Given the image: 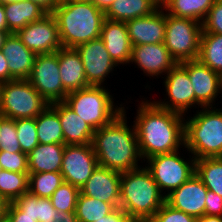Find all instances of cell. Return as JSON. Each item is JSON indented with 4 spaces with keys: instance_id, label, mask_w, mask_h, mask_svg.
<instances>
[{
    "instance_id": "obj_33",
    "label": "cell",
    "mask_w": 222,
    "mask_h": 222,
    "mask_svg": "<svg viewBox=\"0 0 222 222\" xmlns=\"http://www.w3.org/2000/svg\"><path fill=\"white\" fill-rule=\"evenodd\" d=\"M29 191V173H17L8 170L0 172V196L8 203L14 202Z\"/></svg>"
},
{
    "instance_id": "obj_47",
    "label": "cell",
    "mask_w": 222,
    "mask_h": 222,
    "mask_svg": "<svg viewBox=\"0 0 222 222\" xmlns=\"http://www.w3.org/2000/svg\"><path fill=\"white\" fill-rule=\"evenodd\" d=\"M0 30L8 31L4 5L0 2Z\"/></svg>"
},
{
    "instance_id": "obj_38",
    "label": "cell",
    "mask_w": 222,
    "mask_h": 222,
    "mask_svg": "<svg viewBox=\"0 0 222 222\" xmlns=\"http://www.w3.org/2000/svg\"><path fill=\"white\" fill-rule=\"evenodd\" d=\"M0 165L2 170H8L17 173H28L27 153L15 152L10 153L0 150Z\"/></svg>"
},
{
    "instance_id": "obj_9",
    "label": "cell",
    "mask_w": 222,
    "mask_h": 222,
    "mask_svg": "<svg viewBox=\"0 0 222 222\" xmlns=\"http://www.w3.org/2000/svg\"><path fill=\"white\" fill-rule=\"evenodd\" d=\"M202 23L166 13L165 47L177 63L198 59Z\"/></svg>"
},
{
    "instance_id": "obj_34",
    "label": "cell",
    "mask_w": 222,
    "mask_h": 222,
    "mask_svg": "<svg viewBox=\"0 0 222 222\" xmlns=\"http://www.w3.org/2000/svg\"><path fill=\"white\" fill-rule=\"evenodd\" d=\"M63 182L60 172L29 173V191L39 198H50Z\"/></svg>"
},
{
    "instance_id": "obj_20",
    "label": "cell",
    "mask_w": 222,
    "mask_h": 222,
    "mask_svg": "<svg viewBox=\"0 0 222 222\" xmlns=\"http://www.w3.org/2000/svg\"><path fill=\"white\" fill-rule=\"evenodd\" d=\"M100 39L105 44L106 50L118 66L127 65L131 59L132 44L129 39L125 22L105 18Z\"/></svg>"
},
{
    "instance_id": "obj_15",
    "label": "cell",
    "mask_w": 222,
    "mask_h": 222,
    "mask_svg": "<svg viewBox=\"0 0 222 222\" xmlns=\"http://www.w3.org/2000/svg\"><path fill=\"white\" fill-rule=\"evenodd\" d=\"M16 34L22 43L36 55L54 53L63 47L57 22L51 13L38 21L27 24Z\"/></svg>"
},
{
    "instance_id": "obj_40",
    "label": "cell",
    "mask_w": 222,
    "mask_h": 222,
    "mask_svg": "<svg viewBox=\"0 0 222 222\" xmlns=\"http://www.w3.org/2000/svg\"><path fill=\"white\" fill-rule=\"evenodd\" d=\"M202 32L222 34V0H216L202 23Z\"/></svg>"
},
{
    "instance_id": "obj_23",
    "label": "cell",
    "mask_w": 222,
    "mask_h": 222,
    "mask_svg": "<svg viewBox=\"0 0 222 222\" xmlns=\"http://www.w3.org/2000/svg\"><path fill=\"white\" fill-rule=\"evenodd\" d=\"M58 59L61 82L68 93L90 86L81 57L75 48H60Z\"/></svg>"
},
{
    "instance_id": "obj_12",
    "label": "cell",
    "mask_w": 222,
    "mask_h": 222,
    "mask_svg": "<svg viewBox=\"0 0 222 222\" xmlns=\"http://www.w3.org/2000/svg\"><path fill=\"white\" fill-rule=\"evenodd\" d=\"M97 166L98 160L92 144L65 145L60 172L64 182L80 189Z\"/></svg>"
},
{
    "instance_id": "obj_51",
    "label": "cell",
    "mask_w": 222,
    "mask_h": 222,
    "mask_svg": "<svg viewBox=\"0 0 222 222\" xmlns=\"http://www.w3.org/2000/svg\"><path fill=\"white\" fill-rule=\"evenodd\" d=\"M150 2H152L157 9H163L169 0H149Z\"/></svg>"
},
{
    "instance_id": "obj_22",
    "label": "cell",
    "mask_w": 222,
    "mask_h": 222,
    "mask_svg": "<svg viewBox=\"0 0 222 222\" xmlns=\"http://www.w3.org/2000/svg\"><path fill=\"white\" fill-rule=\"evenodd\" d=\"M8 61L9 74L14 80L28 79L36 54L28 49L16 33H9L1 47Z\"/></svg>"
},
{
    "instance_id": "obj_17",
    "label": "cell",
    "mask_w": 222,
    "mask_h": 222,
    "mask_svg": "<svg viewBox=\"0 0 222 222\" xmlns=\"http://www.w3.org/2000/svg\"><path fill=\"white\" fill-rule=\"evenodd\" d=\"M207 187L195 173L166 197V202L173 208L188 215L199 218L205 212V198Z\"/></svg>"
},
{
    "instance_id": "obj_42",
    "label": "cell",
    "mask_w": 222,
    "mask_h": 222,
    "mask_svg": "<svg viewBox=\"0 0 222 222\" xmlns=\"http://www.w3.org/2000/svg\"><path fill=\"white\" fill-rule=\"evenodd\" d=\"M7 215L13 222H38L36 218L25 215L12 202L8 204Z\"/></svg>"
},
{
    "instance_id": "obj_10",
    "label": "cell",
    "mask_w": 222,
    "mask_h": 222,
    "mask_svg": "<svg viewBox=\"0 0 222 222\" xmlns=\"http://www.w3.org/2000/svg\"><path fill=\"white\" fill-rule=\"evenodd\" d=\"M27 80L49 104L65 101L68 92L61 82L58 50L54 53L37 54Z\"/></svg>"
},
{
    "instance_id": "obj_50",
    "label": "cell",
    "mask_w": 222,
    "mask_h": 222,
    "mask_svg": "<svg viewBox=\"0 0 222 222\" xmlns=\"http://www.w3.org/2000/svg\"><path fill=\"white\" fill-rule=\"evenodd\" d=\"M8 202L0 196V219L7 214Z\"/></svg>"
},
{
    "instance_id": "obj_16",
    "label": "cell",
    "mask_w": 222,
    "mask_h": 222,
    "mask_svg": "<svg viewBox=\"0 0 222 222\" xmlns=\"http://www.w3.org/2000/svg\"><path fill=\"white\" fill-rule=\"evenodd\" d=\"M130 63L150 79L163 78L177 64L164 43L132 46Z\"/></svg>"
},
{
    "instance_id": "obj_29",
    "label": "cell",
    "mask_w": 222,
    "mask_h": 222,
    "mask_svg": "<svg viewBox=\"0 0 222 222\" xmlns=\"http://www.w3.org/2000/svg\"><path fill=\"white\" fill-rule=\"evenodd\" d=\"M216 0H169L163 8L167 14L189 18L200 23L205 20L209 9Z\"/></svg>"
},
{
    "instance_id": "obj_39",
    "label": "cell",
    "mask_w": 222,
    "mask_h": 222,
    "mask_svg": "<svg viewBox=\"0 0 222 222\" xmlns=\"http://www.w3.org/2000/svg\"><path fill=\"white\" fill-rule=\"evenodd\" d=\"M196 218L165 202L148 222H195Z\"/></svg>"
},
{
    "instance_id": "obj_24",
    "label": "cell",
    "mask_w": 222,
    "mask_h": 222,
    "mask_svg": "<svg viewBox=\"0 0 222 222\" xmlns=\"http://www.w3.org/2000/svg\"><path fill=\"white\" fill-rule=\"evenodd\" d=\"M65 144L39 143L28 154V173L61 172Z\"/></svg>"
},
{
    "instance_id": "obj_5",
    "label": "cell",
    "mask_w": 222,
    "mask_h": 222,
    "mask_svg": "<svg viewBox=\"0 0 222 222\" xmlns=\"http://www.w3.org/2000/svg\"><path fill=\"white\" fill-rule=\"evenodd\" d=\"M193 116L184 117L185 146L195 159L222 157V111L202 107Z\"/></svg>"
},
{
    "instance_id": "obj_44",
    "label": "cell",
    "mask_w": 222,
    "mask_h": 222,
    "mask_svg": "<svg viewBox=\"0 0 222 222\" xmlns=\"http://www.w3.org/2000/svg\"><path fill=\"white\" fill-rule=\"evenodd\" d=\"M14 80L9 74L8 61L0 50V81L7 82Z\"/></svg>"
},
{
    "instance_id": "obj_55",
    "label": "cell",
    "mask_w": 222,
    "mask_h": 222,
    "mask_svg": "<svg viewBox=\"0 0 222 222\" xmlns=\"http://www.w3.org/2000/svg\"><path fill=\"white\" fill-rule=\"evenodd\" d=\"M2 85H3V82L0 81V102H1V89H2Z\"/></svg>"
},
{
    "instance_id": "obj_52",
    "label": "cell",
    "mask_w": 222,
    "mask_h": 222,
    "mask_svg": "<svg viewBox=\"0 0 222 222\" xmlns=\"http://www.w3.org/2000/svg\"><path fill=\"white\" fill-rule=\"evenodd\" d=\"M9 32L8 31H2L0 30V50H1V47L3 46L4 42H5V39L6 37L8 36Z\"/></svg>"
},
{
    "instance_id": "obj_28",
    "label": "cell",
    "mask_w": 222,
    "mask_h": 222,
    "mask_svg": "<svg viewBox=\"0 0 222 222\" xmlns=\"http://www.w3.org/2000/svg\"><path fill=\"white\" fill-rule=\"evenodd\" d=\"M35 119L39 143L64 144L59 115L50 105Z\"/></svg>"
},
{
    "instance_id": "obj_53",
    "label": "cell",
    "mask_w": 222,
    "mask_h": 222,
    "mask_svg": "<svg viewBox=\"0 0 222 222\" xmlns=\"http://www.w3.org/2000/svg\"><path fill=\"white\" fill-rule=\"evenodd\" d=\"M0 222H13L11 218L6 214L0 219Z\"/></svg>"
},
{
    "instance_id": "obj_26",
    "label": "cell",
    "mask_w": 222,
    "mask_h": 222,
    "mask_svg": "<svg viewBox=\"0 0 222 222\" xmlns=\"http://www.w3.org/2000/svg\"><path fill=\"white\" fill-rule=\"evenodd\" d=\"M156 6L149 0H115L104 12L105 18L126 22L151 15Z\"/></svg>"
},
{
    "instance_id": "obj_21",
    "label": "cell",
    "mask_w": 222,
    "mask_h": 222,
    "mask_svg": "<svg viewBox=\"0 0 222 222\" xmlns=\"http://www.w3.org/2000/svg\"><path fill=\"white\" fill-rule=\"evenodd\" d=\"M50 106L59 115L65 145L92 144L95 130L64 101L51 103Z\"/></svg>"
},
{
    "instance_id": "obj_13",
    "label": "cell",
    "mask_w": 222,
    "mask_h": 222,
    "mask_svg": "<svg viewBox=\"0 0 222 222\" xmlns=\"http://www.w3.org/2000/svg\"><path fill=\"white\" fill-rule=\"evenodd\" d=\"M187 70L195 92V108L215 107L222 87V76L200 60L180 62Z\"/></svg>"
},
{
    "instance_id": "obj_46",
    "label": "cell",
    "mask_w": 222,
    "mask_h": 222,
    "mask_svg": "<svg viewBox=\"0 0 222 222\" xmlns=\"http://www.w3.org/2000/svg\"><path fill=\"white\" fill-rule=\"evenodd\" d=\"M40 7H42L47 13H52L55 7L58 5V0H30Z\"/></svg>"
},
{
    "instance_id": "obj_37",
    "label": "cell",
    "mask_w": 222,
    "mask_h": 222,
    "mask_svg": "<svg viewBox=\"0 0 222 222\" xmlns=\"http://www.w3.org/2000/svg\"><path fill=\"white\" fill-rule=\"evenodd\" d=\"M0 146L10 153L22 152L17 137L16 122L14 119L0 115Z\"/></svg>"
},
{
    "instance_id": "obj_35",
    "label": "cell",
    "mask_w": 222,
    "mask_h": 222,
    "mask_svg": "<svg viewBox=\"0 0 222 222\" xmlns=\"http://www.w3.org/2000/svg\"><path fill=\"white\" fill-rule=\"evenodd\" d=\"M80 189L70 183L63 182L50 197L57 211H75Z\"/></svg>"
},
{
    "instance_id": "obj_45",
    "label": "cell",
    "mask_w": 222,
    "mask_h": 222,
    "mask_svg": "<svg viewBox=\"0 0 222 222\" xmlns=\"http://www.w3.org/2000/svg\"><path fill=\"white\" fill-rule=\"evenodd\" d=\"M55 222H78L75 211H57Z\"/></svg>"
},
{
    "instance_id": "obj_57",
    "label": "cell",
    "mask_w": 222,
    "mask_h": 222,
    "mask_svg": "<svg viewBox=\"0 0 222 222\" xmlns=\"http://www.w3.org/2000/svg\"><path fill=\"white\" fill-rule=\"evenodd\" d=\"M9 1H14V0H0V2L2 3L9 2Z\"/></svg>"
},
{
    "instance_id": "obj_14",
    "label": "cell",
    "mask_w": 222,
    "mask_h": 222,
    "mask_svg": "<svg viewBox=\"0 0 222 222\" xmlns=\"http://www.w3.org/2000/svg\"><path fill=\"white\" fill-rule=\"evenodd\" d=\"M79 53L84 72L87 78V83L92 86H104L110 78L114 68L120 67L113 61L108 51L106 50L103 41L98 38L87 43L81 44L75 48ZM108 77V78H107Z\"/></svg>"
},
{
    "instance_id": "obj_36",
    "label": "cell",
    "mask_w": 222,
    "mask_h": 222,
    "mask_svg": "<svg viewBox=\"0 0 222 222\" xmlns=\"http://www.w3.org/2000/svg\"><path fill=\"white\" fill-rule=\"evenodd\" d=\"M17 137L22 152L29 153L39 142L37 138L36 119H16Z\"/></svg>"
},
{
    "instance_id": "obj_19",
    "label": "cell",
    "mask_w": 222,
    "mask_h": 222,
    "mask_svg": "<svg viewBox=\"0 0 222 222\" xmlns=\"http://www.w3.org/2000/svg\"><path fill=\"white\" fill-rule=\"evenodd\" d=\"M157 9L151 15L126 21L132 46L164 43L166 32V12Z\"/></svg>"
},
{
    "instance_id": "obj_41",
    "label": "cell",
    "mask_w": 222,
    "mask_h": 222,
    "mask_svg": "<svg viewBox=\"0 0 222 222\" xmlns=\"http://www.w3.org/2000/svg\"><path fill=\"white\" fill-rule=\"evenodd\" d=\"M204 215L222 216V197L210 190L207 191L205 198Z\"/></svg>"
},
{
    "instance_id": "obj_1",
    "label": "cell",
    "mask_w": 222,
    "mask_h": 222,
    "mask_svg": "<svg viewBox=\"0 0 222 222\" xmlns=\"http://www.w3.org/2000/svg\"><path fill=\"white\" fill-rule=\"evenodd\" d=\"M140 99L132 123L142 160L157 154L172 153L184 147L185 116L162 109L145 97Z\"/></svg>"
},
{
    "instance_id": "obj_2",
    "label": "cell",
    "mask_w": 222,
    "mask_h": 222,
    "mask_svg": "<svg viewBox=\"0 0 222 222\" xmlns=\"http://www.w3.org/2000/svg\"><path fill=\"white\" fill-rule=\"evenodd\" d=\"M123 112L112 122L94 132L92 145L98 165L104 168L126 172L142 167L144 164L138 147L134 124H128L127 114ZM130 125V126H128Z\"/></svg>"
},
{
    "instance_id": "obj_43",
    "label": "cell",
    "mask_w": 222,
    "mask_h": 222,
    "mask_svg": "<svg viewBox=\"0 0 222 222\" xmlns=\"http://www.w3.org/2000/svg\"><path fill=\"white\" fill-rule=\"evenodd\" d=\"M95 222H132V220L129 218L128 214L119 207L109 215L103 216Z\"/></svg>"
},
{
    "instance_id": "obj_30",
    "label": "cell",
    "mask_w": 222,
    "mask_h": 222,
    "mask_svg": "<svg viewBox=\"0 0 222 222\" xmlns=\"http://www.w3.org/2000/svg\"><path fill=\"white\" fill-rule=\"evenodd\" d=\"M198 60L222 76V34L202 32Z\"/></svg>"
},
{
    "instance_id": "obj_49",
    "label": "cell",
    "mask_w": 222,
    "mask_h": 222,
    "mask_svg": "<svg viewBox=\"0 0 222 222\" xmlns=\"http://www.w3.org/2000/svg\"><path fill=\"white\" fill-rule=\"evenodd\" d=\"M115 0H92V2L102 11H106Z\"/></svg>"
},
{
    "instance_id": "obj_4",
    "label": "cell",
    "mask_w": 222,
    "mask_h": 222,
    "mask_svg": "<svg viewBox=\"0 0 222 222\" xmlns=\"http://www.w3.org/2000/svg\"><path fill=\"white\" fill-rule=\"evenodd\" d=\"M165 202L166 197L144 165L121 172L119 207L132 221L148 222Z\"/></svg>"
},
{
    "instance_id": "obj_11",
    "label": "cell",
    "mask_w": 222,
    "mask_h": 222,
    "mask_svg": "<svg viewBox=\"0 0 222 222\" xmlns=\"http://www.w3.org/2000/svg\"><path fill=\"white\" fill-rule=\"evenodd\" d=\"M163 79L166 99H153V102L162 109L188 115V111L195 108V92L187 70L177 63Z\"/></svg>"
},
{
    "instance_id": "obj_18",
    "label": "cell",
    "mask_w": 222,
    "mask_h": 222,
    "mask_svg": "<svg viewBox=\"0 0 222 222\" xmlns=\"http://www.w3.org/2000/svg\"><path fill=\"white\" fill-rule=\"evenodd\" d=\"M120 182L121 172L98 165L92 176L80 188V193L119 208Z\"/></svg>"
},
{
    "instance_id": "obj_48",
    "label": "cell",
    "mask_w": 222,
    "mask_h": 222,
    "mask_svg": "<svg viewBox=\"0 0 222 222\" xmlns=\"http://www.w3.org/2000/svg\"><path fill=\"white\" fill-rule=\"evenodd\" d=\"M195 222H222V216L203 215L199 218H196Z\"/></svg>"
},
{
    "instance_id": "obj_25",
    "label": "cell",
    "mask_w": 222,
    "mask_h": 222,
    "mask_svg": "<svg viewBox=\"0 0 222 222\" xmlns=\"http://www.w3.org/2000/svg\"><path fill=\"white\" fill-rule=\"evenodd\" d=\"M9 33H16L27 24L42 19L48 14L42 7L30 0H14L3 3Z\"/></svg>"
},
{
    "instance_id": "obj_8",
    "label": "cell",
    "mask_w": 222,
    "mask_h": 222,
    "mask_svg": "<svg viewBox=\"0 0 222 222\" xmlns=\"http://www.w3.org/2000/svg\"><path fill=\"white\" fill-rule=\"evenodd\" d=\"M180 150L157 154L144 161V163H147H145V167L150 171L165 197L196 173V159L188 151L190 159L186 158L185 160V156H180L183 155V153L180 154Z\"/></svg>"
},
{
    "instance_id": "obj_31",
    "label": "cell",
    "mask_w": 222,
    "mask_h": 222,
    "mask_svg": "<svg viewBox=\"0 0 222 222\" xmlns=\"http://www.w3.org/2000/svg\"><path fill=\"white\" fill-rule=\"evenodd\" d=\"M196 174L208 190L222 197V157L196 159Z\"/></svg>"
},
{
    "instance_id": "obj_6",
    "label": "cell",
    "mask_w": 222,
    "mask_h": 222,
    "mask_svg": "<svg viewBox=\"0 0 222 222\" xmlns=\"http://www.w3.org/2000/svg\"><path fill=\"white\" fill-rule=\"evenodd\" d=\"M107 86H88L67 94L65 103L94 130L112 122L123 112V104L114 103Z\"/></svg>"
},
{
    "instance_id": "obj_7",
    "label": "cell",
    "mask_w": 222,
    "mask_h": 222,
    "mask_svg": "<svg viewBox=\"0 0 222 222\" xmlns=\"http://www.w3.org/2000/svg\"><path fill=\"white\" fill-rule=\"evenodd\" d=\"M50 104L27 79L3 82L0 115L11 119L38 117Z\"/></svg>"
},
{
    "instance_id": "obj_54",
    "label": "cell",
    "mask_w": 222,
    "mask_h": 222,
    "mask_svg": "<svg viewBox=\"0 0 222 222\" xmlns=\"http://www.w3.org/2000/svg\"><path fill=\"white\" fill-rule=\"evenodd\" d=\"M73 1H77V2H92V0H73Z\"/></svg>"
},
{
    "instance_id": "obj_56",
    "label": "cell",
    "mask_w": 222,
    "mask_h": 222,
    "mask_svg": "<svg viewBox=\"0 0 222 222\" xmlns=\"http://www.w3.org/2000/svg\"><path fill=\"white\" fill-rule=\"evenodd\" d=\"M220 94L222 95V87H221ZM221 95H220L218 98H221V97H222ZM218 109H219L220 111H222V108H219V107H218Z\"/></svg>"
},
{
    "instance_id": "obj_32",
    "label": "cell",
    "mask_w": 222,
    "mask_h": 222,
    "mask_svg": "<svg viewBox=\"0 0 222 222\" xmlns=\"http://www.w3.org/2000/svg\"><path fill=\"white\" fill-rule=\"evenodd\" d=\"M116 208L96 198H91L79 193L75 214L78 222H95L103 216L109 215Z\"/></svg>"
},
{
    "instance_id": "obj_27",
    "label": "cell",
    "mask_w": 222,
    "mask_h": 222,
    "mask_svg": "<svg viewBox=\"0 0 222 222\" xmlns=\"http://www.w3.org/2000/svg\"><path fill=\"white\" fill-rule=\"evenodd\" d=\"M25 215L36 218L38 222H55L57 210L50 198H39L30 191L12 202Z\"/></svg>"
},
{
    "instance_id": "obj_3",
    "label": "cell",
    "mask_w": 222,
    "mask_h": 222,
    "mask_svg": "<svg viewBox=\"0 0 222 222\" xmlns=\"http://www.w3.org/2000/svg\"><path fill=\"white\" fill-rule=\"evenodd\" d=\"M51 14L65 48H76L100 38L105 13L93 2L60 1Z\"/></svg>"
}]
</instances>
